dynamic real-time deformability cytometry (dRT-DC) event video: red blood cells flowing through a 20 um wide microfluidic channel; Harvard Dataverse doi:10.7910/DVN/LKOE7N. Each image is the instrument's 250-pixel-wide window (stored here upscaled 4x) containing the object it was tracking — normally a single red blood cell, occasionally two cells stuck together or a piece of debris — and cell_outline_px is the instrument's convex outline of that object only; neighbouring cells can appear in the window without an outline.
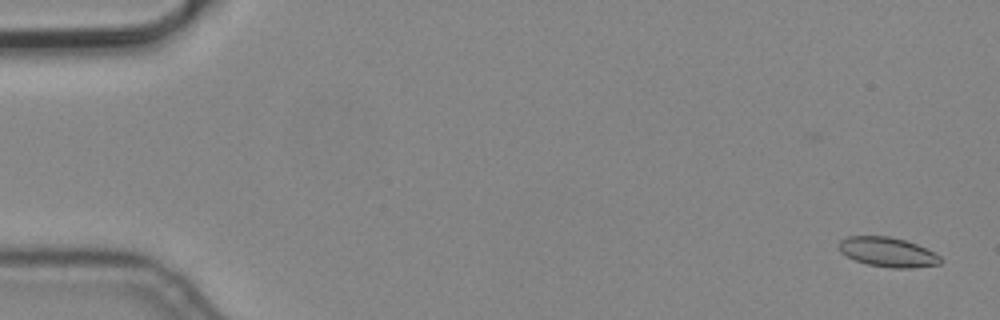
{"species": "common noctule bat (a hibernating species)", "species_latin": "Nyctalus noctula", "temperature_condition": "cold", "stored_images_in_passage": 4, "camera_frame_rate_fps": 3000, "um_per_image_px": 0.085, "animal": {"sex": "male", "body_mass_g": 19.2, "forearm_length_mm": 51.8}, "frame": {"image": 1, "passage_image": 1, "time_ms": 0.0, "image_size_px": [1000, 320], "cell_outline_px": [[944, 260], [940, 264], [912, 268], [892, 268], [868, 264], [856, 260], [840, 252], [840, 240], [848, 236], [888, 236], [904, 240], [916, 244], [940, 256]], "centroid_in_image_um": [75.48, 21.43], "position_along_channel_um": 9.5, "area_um2": 17.28}}
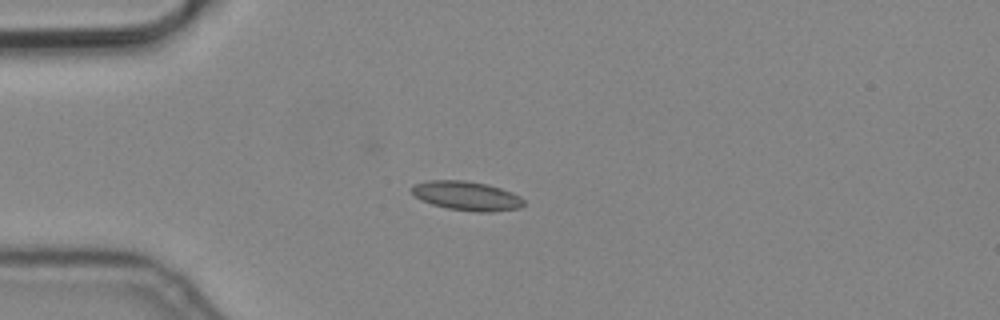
{"frame": {"image": 2, "passage_image": 4, "time_ms": 1.0, "image_size_px": [1000, 320], "cell_outline_px": [[524, 204], [520, 208], [492, 212], [476, 212], [448, 208], [432, 204], [416, 196], [412, 192], [412, 188], [416, 184], [428, 180], [464, 180], [488, 184], [512, 192], [520, 196], [524, 200]], "centroid_in_image_um": [39.72, 16.65], "position_along_channel_um": 45.3, "area_um2": 18.9}}